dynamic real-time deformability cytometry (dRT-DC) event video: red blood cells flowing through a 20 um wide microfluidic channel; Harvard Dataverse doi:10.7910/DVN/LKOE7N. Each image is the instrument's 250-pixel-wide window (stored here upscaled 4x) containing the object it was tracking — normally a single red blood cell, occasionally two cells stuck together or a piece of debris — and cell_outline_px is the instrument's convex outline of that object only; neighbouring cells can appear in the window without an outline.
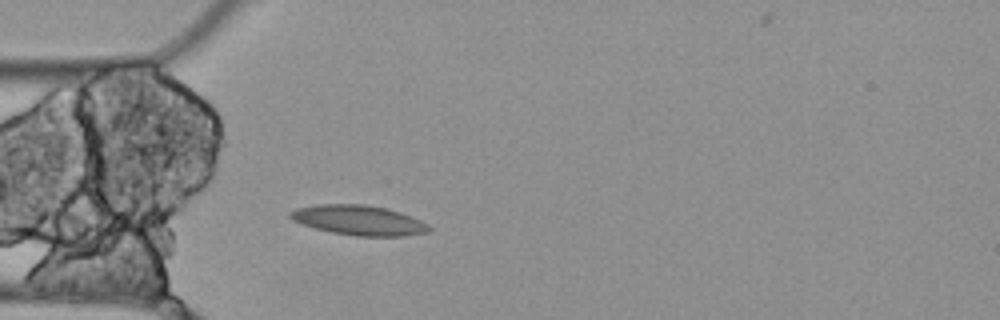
{"species": "Egyptian fruit bat (a non-hibernating species)", "species_latin": "Rousettus aegyptiacus", "temperature_condition": "cold", "stored_images_in_passage": 3, "camera_frame_rate_fps": 3000, "um_per_image_px": 0.085, "animal": {"sex": "female"}, "frame": {"image": 1, "passage_image": 3, "time_ms": 0.667, "image_size_px": [1000, 320], "cell_outline_px": [[432, 228], [428, 232], [404, 236], [356, 236], [332, 232], [300, 224], [292, 220], [288, 216], [288, 212], [296, 208], [316, 204], [364, 204], [384, 208], [400, 212], [420, 220], [428, 224]], "centroid_in_image_um": [30.46, 18.72], "position_along_channel_um": 54.5, "area_um2": 24.22}}